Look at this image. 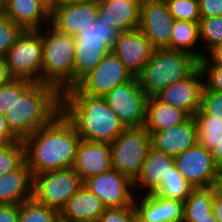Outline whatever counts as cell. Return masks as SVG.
<instances>
[{
    "instance_id": "681fc988",
    "label": "cell",
    "mask_w": 222,
    "mask_h": 222,
    "mask_svg": "<svg viewBox=\"0 0 222 222\" xmlns=\"http://www.w3.org/2000/svg\"><path fill=\"white\" fill-rule=\"evenodd\" d=\"M216 187L217 190L222 194V170L219 172Z\"/></svg>"
},
{
    "instance_id": "83f0119b",
    "label": "cell",
    "mask_w": 222,
    "mask_h": 222,
    "mask_svg": "<svg viewBox=\"0 0 222 222\" xmlns=\"http://www.w3.org/2000/svg\"><path fill=\"white\" fill-rule=\"evenodd\" d=\"M217 187L195 188L184 202L183 221L195 222V219L208 217L212 211V203Z\"/></svg>"
},
{
    "instance_id": "f6af8a7d",
    "label": "cell",
    "mask_w": 222,
    "mask_h": 222,
    "mask_svg": "<svg viewBox=\"0 0 222 222\" xmlns=\"http://www.w3.org/2000/svg\"><path fill=\"white\" fill-rule=\"evenodd\" d=\"M12 79L8 71L5 57L0 56V86L8 84Z\"/></svg>"
},
{
    "instance_id": "484cf974",
    "label": "cell",
    "mask_w": 222,
    "mask_h": 222,
    "mask_svg": "<svg viewBox=\"0 0 222 222\" xmlns=\"http://www.w3.org/2000/svg\"><path fill=\"white\" fill-rule=\"evenodd\" d=\"M190 117L187 111L165 104L152 96L147 99L144 127L148 131H162L182 124Z\"/></svg>"
},
{
    "instance_id": "d6986e66",
    "label": "cell",
    "mask_w": 222,
    "mask_h": 222,
    "mask_svg": "<svg viewBox=\"0 0 222 222\" xmlns=\"http://www.w3.org/2000/svg\"><path fill=\"white\" fill-rule=\"evenodd\" d=\"M2 9L3 16L23 30L43 29L44 21L50 25L51 8L46 0H2Z\"/></svg>"
},
{
    "instance_id": "cb8c5ba5",
    "label": "cell",
    "mask_w": 222,
    "mask_h": 222,
    "mask_svg": "<svg viewBox=\"0 0 222 222\" xmlns=\"http://www.w3.org/2000/svg\"><path fill=\"white\" fill-rule=\"evenodd\" d=\"M33 198V175L26 160L15 170L0 176V203L20 205Z\"/></svg>"
},
{
    "instance_id": "2e32d148",
    "label": "cell",
    "mask_w": 222,
    "mask_h": 222,
    "mask_svg": "<svg viewBox=\"0 0 222 222\" xmlns=\"http://www.w3.org/2000/svg\"><path fill=\"white\" fill-rule=\"evenodd\" d=\"M204 76L198 67L186 79L175 82L161 90L155 97L171 106L187 111L191 116L201 108Z\"/></svg>"
},
{
    "instance_id": "ab89813d",
    "label": "cell",
    "mask_w": 222,
    "mask_h": 222,
    "mask_svg": "<svg viewBox=\"0 0 222 222\" xmlns=\"http://www.w3.org/2000/svg\"><path fill=\"white\" fill-rule=\"evenodd\" d=\"M201 18L222 15V0H198Z\"/></svg>"
},
{
    "instance_id": "9c48e42d",
    "label": "cell",
    "mask_w": 222,
    "mask_h": 222,
    "mask_svg": "<svg viewBox=\"0 0 222 222\" xmlns=\"http://www.w3.org/2000/svg\"><path fill=\"white\" fill-rule=\"evenodd\" d=\"M82 186L83 180L73 168L48 171L33 176V198L60 212Z\"/></svg>"
},
{
    "instance_id": "7c38bea8",
    "label": "cell",
    "mask_w": 222,
    "mask_h": 222,
    "mask_svg": "<svg viewBox=\"0 0 222 222\" xmlns=\"http://www.w3.org/2000/svg\"><path fill=\"white\" fill-rule=\"evenodd\" d=\"M174 165L194 188L216 186L219 170L212 152L197 143L174 158Z\"/></svg>"
},
{
    "instance_id": "bcb514c9",
    "label": "cell",
    "mask_w": 222,
    "mask_h": 222,
    "mask_svg": "<svg viewBox=\"0 0 222 222\" xmlns=\"http://www.w3.org/2000/svg\"><path fill=\"white\" fill-rule=\"evenodd\" d=\"M216 167L222 170V137L216 143V147L211 151Z\"/></svg>"
},
{
    "instance_id": "4316f807",
    "label": "cell",
    "mask_w": 222,
    "mask_h": 222,
    "mask_svg": "<svg viewBox=\"0 0 222 222\" xmlns=\"http://www.w3.org/2000/svg\"><path fill=\"white\" fill-rule=\"evenodd\" d=\"M198 41H200L199 23L184 20L174 21L170 37V49L188 52L200 61L205 53L200 50L196 51V45L200 43Z\"/></svg>"
},
{
    "instance_id": "f907efd6",
    "label": "cell",
    "mask_w": 222,
    "mask_h": 222,
    "mask_svg": "<svg viewBox=\"0 0 222 222\" xmlns=\"http://www.w3.org/2000/svg\"><path fill=\"white\" fill-rule=\"evenodd\" d=\"M3 16L2 0H0V17Z\"/></svg>"
},
{
    "instance_id": "e0dca14e",
    "label": "cell",
    "mask_w": 222,
    "mask_h": 222,
    "mask_svg": "<svg viewBox=\"0 0 222 222\" xmlns=\"http://www.w3.org/2000/svg\"><path fill=\"white\" fill-rule=\"evenodd\" d=\"M154 49L149 39L137 28L119 32L112 52L117 55L132 75L137 77Z\"/></svg>"
},
{
    "instance_id": "52a82bcc",
    "label": "cell",
    "mask_w": 222,
    "mask_h": 222,
    "mask_svg": "<svg viewBox=\"0 0 222 222\" xmlns=\"http://www.w3.org/2000/svg\"><path fill=\"white\" fill-rule=\"evenodd\" d=\"M151 146V134L144 126L126 128L110 144L112 169L134 181Z\"/></svg>"
},
{
    "instance_id": "ba28073f",
    "label": "cell",
    "mask_w": 222,
    "mask_h": 222,
    "mask_svg": "<svg viewBox=\"0 0 222 222\" xmlns=\"http://www.w3.org/2000/svg\"><path fill=\"white\" fill-rule=\"evenodd\" d=\"M42 53V29L23 30L5 56L12 78L41 82Z\"/></svg>"
},
{
    "instance_id": "4dcf8cb0",
    "label": "cell",
    "mask_w": 222,
    "mask_h": 222,
    "mask_svg": "<svg viewBox=\"0 0 222 222\" xmlns=\"http://www.w3.org/2000/svg\"><path fill=\"white\" fill-rule=\"evenodd\" d=\"M60 212L38 203L34 198L20 204L19 222H59Z\"/></svg>"
},
{
    "instance_id": "c3c4849f",
    "label": "cell",
    "mask_w": 222,
    "mask_h": 222,
    "mask_svg": "<svg viewBox=\"0 0 222 222\" xmlns=\"http://www.w3.org/2000/svg\"><path fill=\"white\" fill-rule=\"evenodd\" d=\"M195 222H218L216 217L213 214V211L208 213V217H204L203 219H195Z\"/></svg>"
},
{
    "instance_id": "e575fe53",
    "label": "cell",
    "mask_w": 222,
    "mask_h": 222,
    "mask_svg": "<svg viewBox=\"0 0 222 222\" xmlns=\"http://www.w3.org/2000/svg\"><path fill=\"white\" fill-rule=\"evenodd\" d=\"M174 20L199 23L201 19L198 0H165Z\"/></svg>"
},
{
    "instance_id": "8d00e7d4",
    "label": "cell",
    "mask_w": 222,
    "mask_h": 222,
    "mask_svg": "<svg viewBox=\"0 0 222 222\" xmlns=\"http://www.w3.org/2000/svg\"><path fill=\"white\" fill-rule=\"evenodd\" d=\"M200 109L206 115L213 116V119L222 120V92L204 86Z\"/></svg>"
},
{
    "instance_id": "ac0fdd59",
    "label": "cell",
    "mask_w": 222,
    "mask_h": 222,
    "mask_svg": "<svg viewBox=\"0 0 222 222\" xmlns=\"http://www.w3.org/2000/svg\"><path fill=\"white\" fill-rule=\"evenodd\" d=\"M149 132L152 147L172 158L198 143V128L194 116L172 128Z\"/></svg>"
},
{
    "instance_id": "b9f144b4",
    "label": "cell",
    "mask_w": 222,
    "mask_h": 222,
    "mask_svg": "<svg viewBox=\"0 0 222 222\" xmlns=\"http://www.w3.org/2000/svg\"><path fill=\"white\" fill-rule=\"evenodd\" d=\"M20 205L5 204L0 209V222H19Z\"/></svg>"
},
{
    "instance_id": "7402d4cb",
    "label": "cell",
    "mask_w": 222,
    "mask_h": 222,
    "mask_svg": "<svg viewBox=\"0 0 222 222\" xmlns=\"http://www.w3.org/2000/svg\"><path fill=\"white\" fill-rule=\"evenodd\" d=\"M98 16L118 33L137 29L142 0H98Z\"/></svg>"
},
{
    "instance_id": "8fae6325",
    "label": "cell",
    "mask_w": 222,
    "mask_h": 222,
    "mask_svg": "<svg viewBox=\"0 0 222 222\" xmlns=\"http://www.w3.org/2000/svg\"><path fill=\"white\" fill-rule=\"evenodd\" d=\"M134 76L112 51L75 87L83 94L104 97L116 86L132 80Z\"/></svg>"
},
{
    "instance_id": "9a60e30c",
    "label": "cell",
    "mask_w": 222,
    "mask_h": 222,
    "mask_svg": "<svg viewBox=\"0 0 222 222\" xmlns=\"http://www.w3.org/2000/svg\"><path fill=\"white\" fill-rule=\"evenodd\" d=\"M50 25L63 34L75 37L98 17V2L64 3L50 6Z\"/></svg>"
},
{
    "instance_id": "816d5d0a",
    "label": "cell",
    "mask_w": 222,
    "mask_h": 222,
    "mask_svg": "<svg viewBox=\"0 0 222 222\" xmlns=\"http://www.w3.org/2000/svg\"><path fill=\"white\" fill-rule=\"evenodd\" d=\"M5 204H3V203H0V209L4 206Z\"/></svg>"
},
{
    "instance_id": "836d02e7",
    "label": "cell",
    "mask_w": 222,
    "mask_h": 222,
    "mask_svg": "<svg viewBox=\"0 0 222 222\" xmlns=\"http://www.w3.org/2000/svg\"><path fill=\"white\" fill-rule=\"evenodd\" d=\"M199 37L205 44V53L222 42V15L199 20Z\"/></svg>"
},
{
    "instance_id": "f1b7e54d",
    "label": "cell",
    "mask_w": 222,
    "mask_h": 222,
    "mask_svg": "<svg viewBox=\"0 0 222 222\" xmlns=\"http://www.w3.org/2000/svg\"><path fill=\"white\" fill-rule=\"evenodd\" d=\"M195 188L181 175L176 166H172L163 177L161 185L153 193L166 199L185 202Z\"/></svg>"
},
{
    "instance_id": "f35d334b",
    "label": "cell",
    "mask_w": 222,
    "mask_h": 222,
    "mask_svg": "<svg viewBox=\"0 0 222 222\" xmlns=\"http://www.w3.org/2000/svg\"><path fill=\"white\" fill-rule=\"evenodd\" d=\"M204 77V86L207 89L222 92V65L199 64Z\"/></svg>"
},
{
    "instance_id": "5b68a950",
    "label": "cell",
    "mask_w": 222,
    "mask_h": 222,
    "mask_svg": "<svg viewBox=\"0 0 222 222\" xmlns=\"http://www.w3.org/2000/svg\"><path fill=\"white\" fill-rule=\"evenodd\" d=\"M43 33L41 82L55 86L61 93L73 87L75 37L60 33L51 25Z\"/></svg>"
},
{
    "instance_id": "603a6c76",
    "label": "cell",
    "mask_w": 222,
    "mask_h": 222,
    "mask_svg": "<svg viewBox=\"0 0 222 222\" xmlns=\"http://www.w3.org/2000/svg\"><path fill=\"white\" fill-rule=\"evenodd\" d=\"M106 207L84 184L60 211L65 222H97Z\"/></svg>"
},
{
    "instance_id": "ee69618b",
    "label": "cell",
    "mask_w": 222,
    "mask_h": 222,
    "mask_svg": "<svg viewBox=\"0 0 222 222\" xmlns=\"http://www.w3.org/2000/svg\"><path fill=\"white\" fill-rule=\"evenodd\" d=\"M212 211L218 222H222V194L217 191L213 197Z\"/></svg>"
},
{
    "instance_id": "f546056e",
    "label": "cell",
    "mask_w": 222,
    "mask_h": 222,
    "mask_svg": "<svg viewBox=\"0 0 222 222\" xmlns=\"http://www.w3.org/2000/svg\"><path fill=\"white\" fill-rule=\"evenodd\" d=\"M194 118L198 128V143L212 151L222 137V120L213 119V116L206 115L201 109Z\"/></svg>"
},
{
    "instance_id": "7bdbcfd3",
    "label": "cell",
    "mask_w": 222,
    "mask_h": 222,
    "mask_svg": "<svg viewBox=\"0 0 222 222\" xmlns=\"http://www.w3.org/2000/svg\"><path fill=\"white\" fill-rule=\"evenodd\" d=\"M19 141L8 127L5 116L0 114V144H8Z\"/></svg>"
},
{
    "instance_id": "d4e9b609",
    "label": "cell",
    "mask_w": 222,
    "mask_h": 222,
    "mask_svg": "<svg viewBox=\"0 0 222 222\" xmlns=\"http://www.w3.org/2000/svg\"><path fill=\"white\" fill-rule=\"evenodd\" d=\"M172 166H174V158L151 146L140 174L133 181V189L143 188L144 195L153 194Z\"/></svg>"
},
{
    "instance_id": "5bb4252c",
    "label": "cell",
    "mask_w": 222,
    "mask_h": 222,
    "mask_svg": "<svg viewBox=\"0 0 222 222\" xmlns=\"http://www.w3.org/2000/svg\"><path fill=\"white\" fill-rule=\"evenodd\" d=\"M174 21L165 0H142L138 28L154 48L170 49Z\"/></svg>"
},
{
    "instance_id": "3957f363",
    "label": "cell",
    "mask_w": 222,
    "mask_h": 222,
    "mask_svg": "<svg viewBox=\"0 0 222 222\" xmlns=\"http://www.w3.org/2000/svg\"><path fill=\"white\" fill-rule=\"evenodd\" d=\"M61 112V92L48 83H34L6 112L11 132L24 141Z\"/></svg>"
},
{
    "instance_id": "7dc6e473",
    "label": "cell",
    "mask_w": 222,
    "mask_h": 222,
    "mask_svg": "<svg viewBox=\"0 0 222 222\" xmlns=\"http://www.w3.org/2000/svg\"><path fill=\"white\" fill-rule=\"evenodd\" d=\"M90 1H98V0H51L50 6H58L59 4H64V3H81V2H90Z\"/></svg>"
},
{
    "instance_id": "44dd1931",
    "label": "cell",
    "mask_w": 222,
    "mask_h": 222,
    "mask_svg": "<svg viewBox=\"0 0 222 222\" xmlns=\"http://www.w3.org/2000/svg\"><path fill=\"white\" fill-rule=\"evenodd\" d=\"M133 201L138 222H182L184 202L158 195H142Z\"/></svg>"
},
{
    "instance_id": "6da1fadb",
    "label": "cell",
    "mask_w": 222,
    "mask_h": 222,
    "mask_svg": "<svg viewBox=\"0 0 222 222\" xmlns=\"http://www.w3.org/2000/svg\"><path fill=\"white\" fill-rule=\"evenodd\" d=\"M80 140L74 125L60 112L24 140L25 160L31 174L72 168Z\"/></svg>"
},
{
    "instance_id": "d6a6232c",
    "label": "cell",
    "mask_w": 222,
    "mask_h": 222,
    "mask_svg": "<svg viewBox=\"0 0 222 222\" xmlns=\"http://www.w3.org/2000/svg\"><path fill=\"white\" fill-rule=\"evenodd\" d=\"M34 84L26 79H12L8 84L0 86V114L6 112Z\"/></svg>"
},
{
    "instance_id": "30bf717a",
    "label": "cell",
    "mask_w": 222,
    "mask_h": 222,
    "mask_svg": "<svg viewBox=\"0 0 222 222\" xmlns=\"http://www.w3.org/2000/svg\"><path fill=\"white\" fill-rule=\"evenodd\" d=\"M104 98L126 128L144 126L148 96L137 77L116 86Z\"/></svg>"
},
{
    "instance_id": "d590c367",
    "label": "cell",
    "mask_w": 222,
    "mask_h": 222,
    "mask_svg": "<svg viewBox=\"0 0 222 222\" xmlns=\"http://www.w3.org/2000/svg\"><path fill=\"white\" fill-rule=\"evenodd\" d=\"M23 29L9 18L0 17V56L5 57Z\"/></svg>"
},
{
    "instance_id": "ffe728a7",
    "label": "cell",
    "mask_w": 222,
    "mask_h": 222,
    "mask_svg": "<svg viewBox=\"0 0 222 222\" xmlns=\"http://www.w3.org/2000/svg\"><path fill=\"white\" fill-rule=\"evenodd\" d=\"M84 181L112 169L109 143L80 140L72 167Z\"/></svg>"
},
{
    "instance_id": "4fadbf2b",
    "label": "cell",
    "mask_w": 222,
    "mask_h": 222,
    "mask_svg": "<svg viewBox=\"0 0 222 222\" xmlns=\"http://www.w3.org/2000/svg\"><path fill=\"white\" fill-rule=\"evenodd\" d=\"M83 184L97 195L106 208L125 207L133 204L135 193L133 181L117 170L93 175L83 181ZM133 191V192H132Z\"/></svg>"
},
{
    "instance_id": "60d3db41",
    "label": "cell",
    "mask_w": 222,
    "mask_h": 222,
    "mask_svg": "<svg viewBox=\"0 0 222 222\" xmlns=\"http://www.w3.org/2000/svg\"><path fill=\"white\" fill-rule=\"evenodd\" d=\"M199 64H220L222 65V42L212 46L204 57L199 61Z\"/></svg>"
},
{
    "instance_id": "1f68e13d",
    "label": "cell",
    "mask_w": 222,
    "mask_h": 222,
    "mask_svg": "<svg viewBox=\"0 0 222 222\" xmlns=\"http://www.w3.org/2000/svg\"><path fill=\"white\" fill-rule=\"evenodd\" d=\"M24 161V141L0 144V176L17 169Z\"/></svg>"
},
{
    "instance_id": "277c9868",
    "label": "cell",
    "mask_w": 222,
    "mask_h": 222,
    "mask_svg": "<svg viewBox=\"0 0 222 222\" xmlns=\"http://www.w3.org/2000/svg\"><path fill=\"white\" fill-rule=\"evenodd\" d=\"M198 67L199 60L188 52L155 48L137 78L145 94L152 97L171 84L186 79Z\"/></svg>"
},
{
    "instance_id": "7a4b0ae2",
    "label": "cell",
    "mask_w": 222,
    "mask_h": 222,
    "mask_svg": "<svg viewBox=\"0 0 222 222\" xmlns=\"http://www.w3.org/2000/svg\"><path fill=\"white\" fill-rule=\"evenodd\" d=\"M61 112L81 140L111 144L126 129L104 97L83 94L75 86L61 93Z\"/></svg>"
},
{
    "instance_id": "74e56055",
    "label": "cell",
    "mask_w": 222,
    "mask_h": 222,
    "mask_svg": "<svg viewBox=\"0 0 222 222\" xmlns=\"http://www.w3.org/2000/svg\"><path fill=\"white\" fill-rule=\"evenodd\" d=\"M136 213L134 205L105 208L97 222H134Z\"/></svg>"
},
{
    "instance_id": "8992f818",
    "label": "cell",
    "mask_w": 222,
    "mask_h": 222,
    "mask_svg": "<svg viewBox=\"0 0 222 222\" xmlns=\"http://www.w3.org/2000/svg\"><path fill=\"white\" fill-rule=\"evenodd\" d=\"M117 35L118 32L98 16L75 36L73 86L112 51Z\"/></svg>"
}]
</instances>
